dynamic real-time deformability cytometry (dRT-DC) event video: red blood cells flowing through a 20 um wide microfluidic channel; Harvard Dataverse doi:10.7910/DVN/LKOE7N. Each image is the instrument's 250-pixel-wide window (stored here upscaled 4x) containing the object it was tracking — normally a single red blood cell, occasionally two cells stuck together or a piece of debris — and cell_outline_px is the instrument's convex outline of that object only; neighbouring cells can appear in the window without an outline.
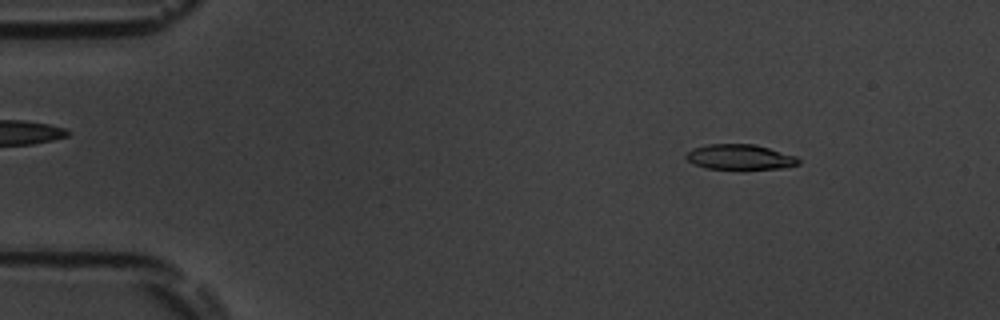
{"species": "common noctule bat (a hibernating species)", "species_latin": "Nyctalus noctula", "temperature_condition": "room temperature", "stored_images_in_passage": 54, "camera_frame_rate_fps": 3000, "um_per_image_px": 0.085, "animal": {"sex": "male", "body_mass_g": 19.5, "forearm_length_mm": 54.6}, "frame": {"image": 1, "passage_image": 7, "time_ms": 2.0, "image_size_px": [1000, 320], "cell_outline_px": [[800, 164], [780, 168], [744, 172], [740, 172], [704, 168], [692, 164], [684, 156], [692, 148], [708, 144], [756, 144], [796, 156], [800, 160]], "centroid_in_image_um": [62.88, 13.4], "position_along_channel_um": 22.1, "area_um2": 17.51}}
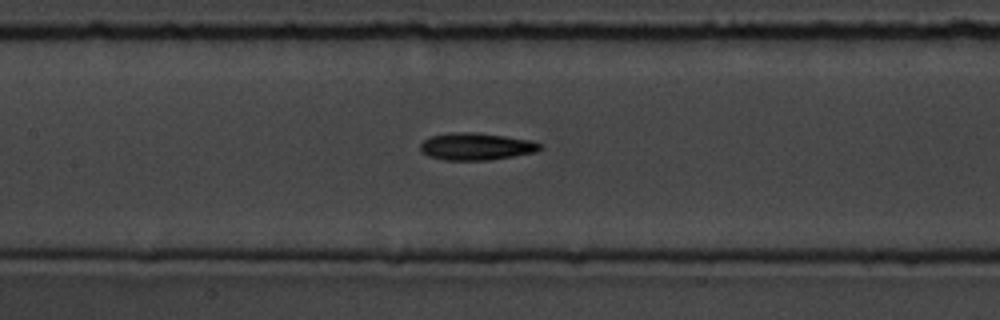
{"frame": {"image": 2, "passage_image": 25, "time_ms": 8.0, "image_size_px": [1000, 320], "cell_outline_px": [[544, 148], [536, 152], [488, 160], [444, 160], [428, 156], [420, 152], [420, 144], [424, 140], [432, 136], [452, 132], [476, 132], [532, 140], [544, 144]], "centroid_in_image_um": [40.5, 12.45], "position_along_channel_um": 166.9, "area_um2": 19.13}}
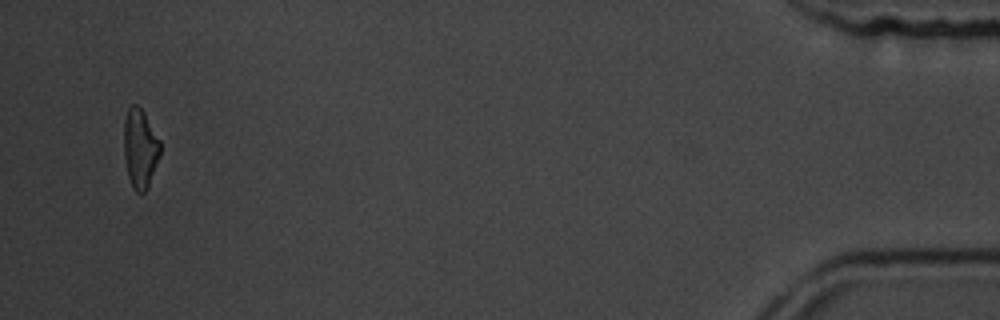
{"frame": {"image": 3, "passage_image": 52, "time_ms": 17.0, "image_size_px": [1000, 320], "cell_outline_px": [[160, 156], [148, 184], [144, 192], [136, 192], [132, 188], [128, 176], [124, 156], [124, 120], [128, 108], [132, 104], [136, 104], [144, 112], [160, 140]], "centroid_in_image_um": [11.9, 12.59], "position_along_channel_um": 423.3, "area_um2": 16.65}, "authors_computed_cell_mechanics": {"area_um2": 17.7735, "velocity_mm_per_s": 3.7843, "shape_relaxation_time_tau1_ms": 3.8507, "shape_relaxation_time_tau2_ms": 6.2371, "deformation_change_tau1": 0.1433, "deformation_change_tau2": 0.1609}}